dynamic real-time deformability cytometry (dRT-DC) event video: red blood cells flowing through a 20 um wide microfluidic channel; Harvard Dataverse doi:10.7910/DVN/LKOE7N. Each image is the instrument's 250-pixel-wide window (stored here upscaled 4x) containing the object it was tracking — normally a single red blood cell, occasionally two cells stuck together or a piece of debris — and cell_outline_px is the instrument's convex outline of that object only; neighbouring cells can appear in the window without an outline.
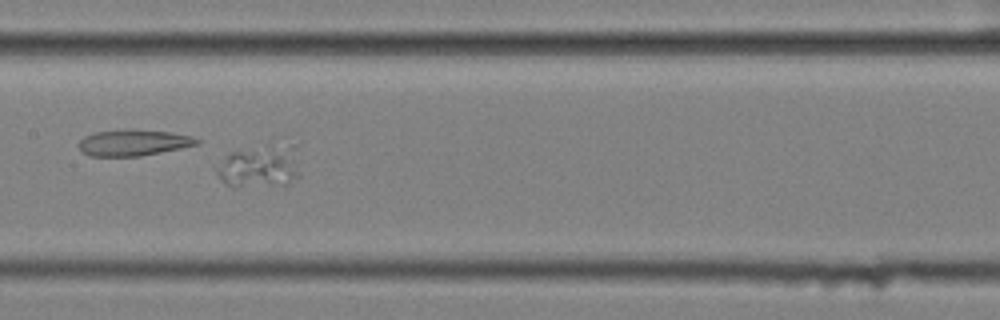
{"species": "common noctule bat (a hibernating species)", "species_latin": "Nyctalus noctula", "temperature_condition": "cold", "stored_images_in_passage": 43, "camera_frame_rate_fps": 3000, "um_per_image_px": 0.085, "animal": {"sex": "female", "body_mass_g": 25.1}, "frame": {"image": 1, "passage_image": 14, "time_ms": 4.333, "image_size_px": [1000, 320], "cell_outline_px": [[300, 176], [284, 188], [232, 188], [220, 180], [216, 172], [216, 168], [232, 152], [256, 152], [288, 156], [292, 160]], "centroid_in_image_um": [21.85, 14.5], "position_along_channel_um": 185.5, "area_um2": 17.98}}
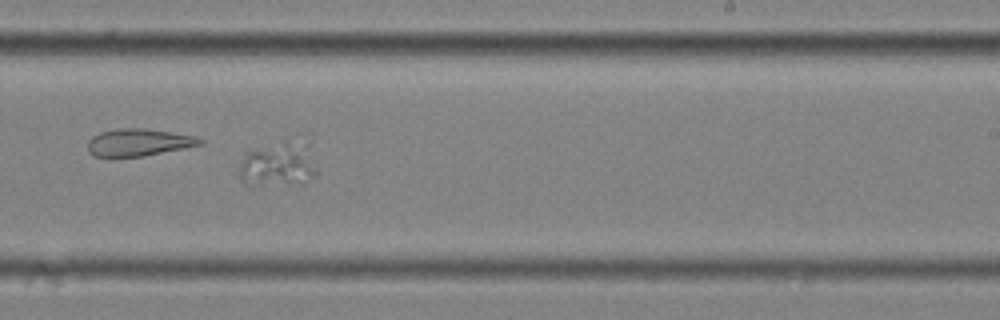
{"frame": {"image": 2, "passage_image": 21, "time_ms": 6.667, "image_size_px": [1000, 320], "cell_outline_px": [[316, 172], [304, 184], [248, 188], [236, 176], [240, 164], [248, 152], [256, 148], [284, 144], [308, 160], [316, 168]], "centroid_in_image_um": [23.34, 14.25], "position_along_channel_um": 265.7, "area_um2": 18.38}}
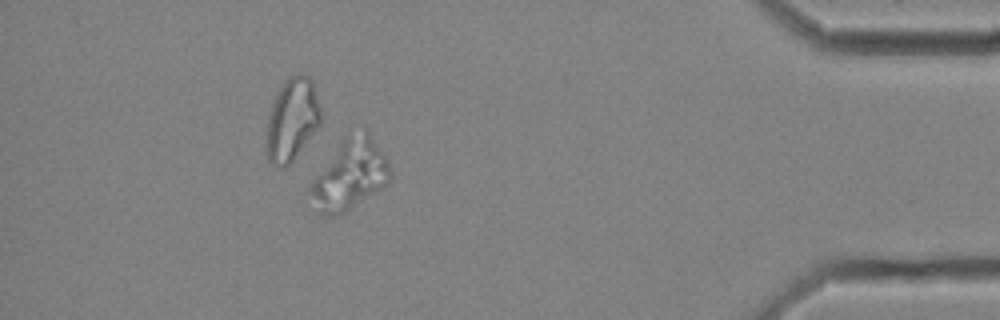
{"frame": {"image": 3, "passage_image": 37, "time_ms": 12.0, "image_size_px": [1000, 320], "cell_outline_px": [[392, 176], [388, 184], [384, 188], [344, 212], [332, 216], [320, 216], [308, 188], [312, 180], [344, 136], [348, 132], [364, 124], [388, 160], [392, 172]], "centroid_in_image_um": [29.79, 14.78], "position_along_channel_um": 405.4, "area_um2": 33.23}}